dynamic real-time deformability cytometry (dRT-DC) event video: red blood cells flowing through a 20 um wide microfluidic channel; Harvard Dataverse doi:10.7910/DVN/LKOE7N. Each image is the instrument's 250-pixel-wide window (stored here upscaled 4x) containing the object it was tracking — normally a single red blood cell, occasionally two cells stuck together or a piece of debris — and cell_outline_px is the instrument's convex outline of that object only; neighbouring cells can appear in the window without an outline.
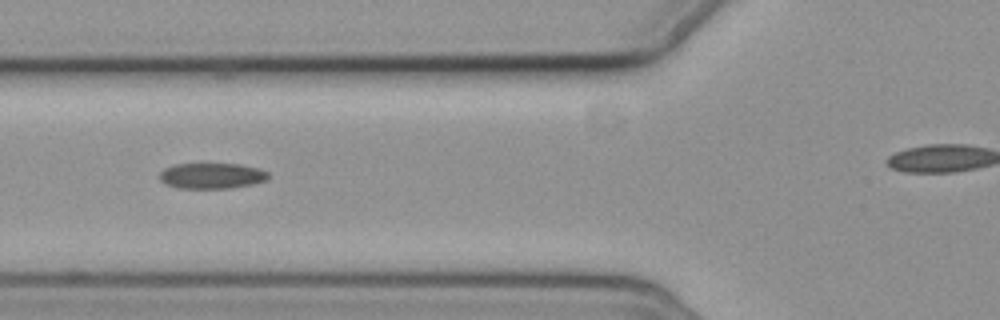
{"species": "common noctule bat (a hibernating species)", "species_latin": "Nyctalus noctula", "temperature_condition": "cold", "stored_images_in_passage": 3, "camera_frame_rate_fps": 3000, "um_per_image_px": 0.085, "animal": {"sex": "female", "body_mass_g": 19.3, "forearm_length_mm": 54.1}, "frame": {"image": 1, "passage_image": 3, "time_ms": 2.333, "image_size_px": [1000, 320], "cell_outline_px": [[268, 180], [252, 184], [228, 188], [180, 188], [164, 184], [160, 180], [160, 172], [164, 168], [172, 164], [240, 164], [260, 168], [268, 172]], "centroid_in_image_um": [17.99, 14.93], "position_along_channel_um": 107.8, "area_um2": 16.36}}